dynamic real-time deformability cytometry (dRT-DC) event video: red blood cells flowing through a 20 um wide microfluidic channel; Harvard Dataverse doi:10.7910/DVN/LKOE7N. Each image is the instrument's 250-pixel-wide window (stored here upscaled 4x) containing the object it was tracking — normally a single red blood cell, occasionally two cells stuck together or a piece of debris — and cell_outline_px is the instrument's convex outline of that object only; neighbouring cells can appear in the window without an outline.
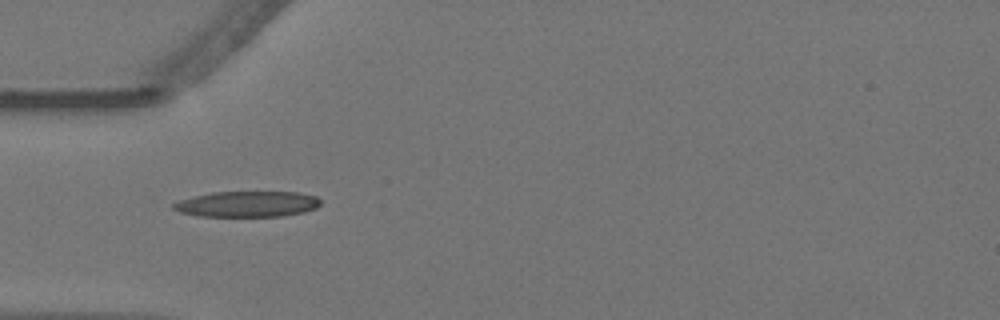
{"species": "Egyptian fruit bat (a non-hibernating species)", "species_latin": "Rousettus aegyptiacus", "temperature_condition": "warm", "stored_images_in_passage": 32, "camera_frame_rate_fps": 3000, "um_per_image_px": 0.085, "animal": {"sex": "female"}, "frame": {"image": 1, "passage_image": 1, "time_ms": 0.0, "image_size_px": [1000, 320], "cell_outline_px": [[320, 204], [316, 208], [304, 212], [280, 216], [200, 216], [180, 212], [172, 208], [172, 204], [180, 200], [192, 196], [212, 192], [300, 192], [316, 196], [320, 200]], "centroid_in_image_um": [21.02, 17.34], "position_along_channel_um": 64.0, "area_um2": 22.08}}
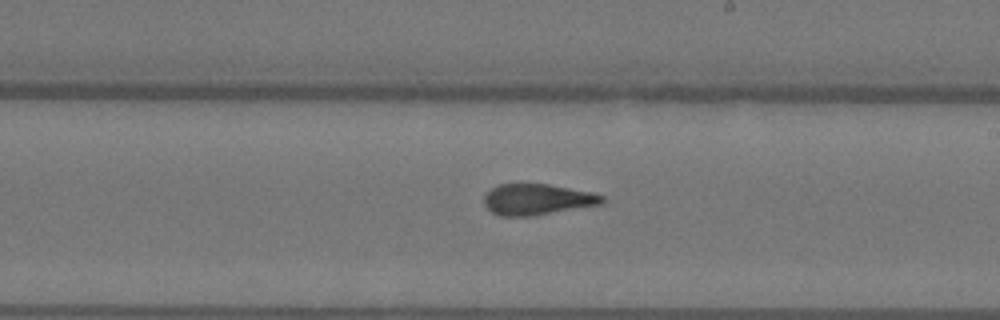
{"frame": {"image": 2, "passage_image": 16, "time_ms": 5.0, "image_size_px": [1000, 320], "cell_outline_px": [[604, 204], [536, 216], [500, 216], [492, 212], [484, 204], [484, 196], [496, 184], [520, 180], [548, 184], [592, 192], [604, 196]], "centroid_in_image_um": [45.65, 16.91], "position_along_channel_um": 243.4, "area_um2": 22.31}}
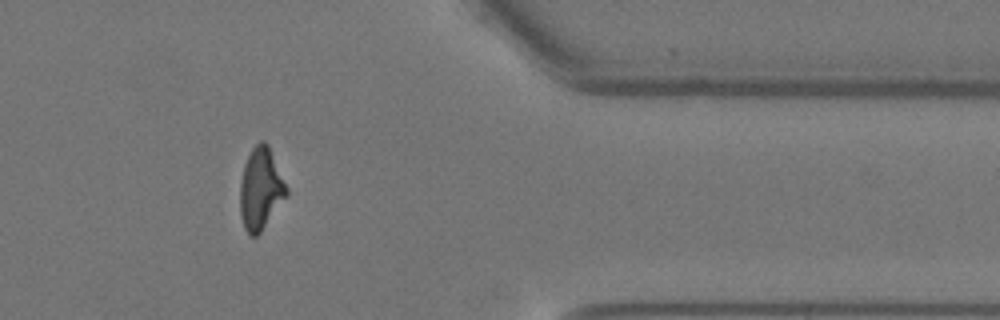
{"frame": {"image": 3, "passage_image": 30, "time_ms": 9.667, "image_size_px": [1000, 320], "cell_outline_px": [[288, 196], [260, 232], [256, 236], [248, 236], [244, 228], [240, 216], [240, 184], [244, 164], [252, 148], [260, 140], [264, 140], [268, 144], [288, 188]], "centroid_in_image_um": [22.16, 16.06], "position_along_channel_um": 389.2, "area_um2": 22.31}, "authors_computed_cell_mechanics": {"area_um2": 21.9929, "velocity_mm_per_s": 3.5849, "shape_relaxation_time_tau1_ms": 6.4134, "shape_relaxation_time_tau2_ms": 1.7466, "deformation_change_tau1": 0.2352, "deformation_change_tau2": 0.1082}}